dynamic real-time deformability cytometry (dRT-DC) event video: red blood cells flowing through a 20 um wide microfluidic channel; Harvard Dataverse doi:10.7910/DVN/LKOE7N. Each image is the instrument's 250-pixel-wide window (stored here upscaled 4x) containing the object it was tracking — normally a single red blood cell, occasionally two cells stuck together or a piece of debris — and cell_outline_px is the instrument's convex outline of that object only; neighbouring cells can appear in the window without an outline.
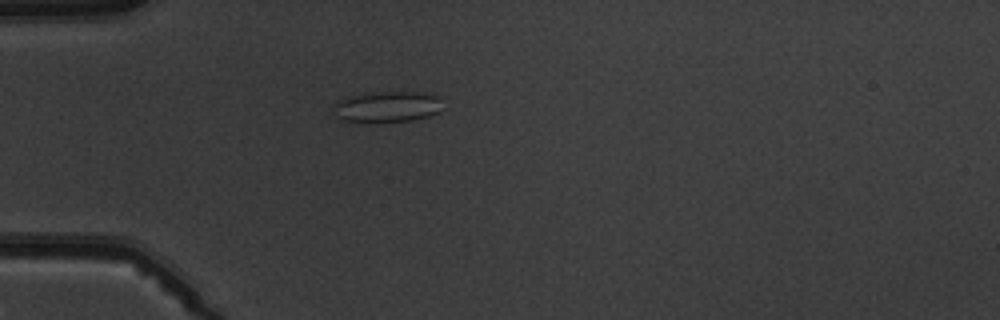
{"species": "common noctule bat (a hibernating species)", "species_latin": "Nyctalus noctula", "temperature_condition": "warm", "stored_images_in_passage": 4, "camera_frame_rate_fps": 3000, "um_per_image_px": 0.085, "animal": {"sex": "male", "body_mass_g": 19.5, "forearm_length_mm": 54.6}, "frame": {"image": 1, "passage_image": 4, "time_ms": 4.333, "image_size_px": [1000, 320], "cell_outline_px": [[440, 96], [436, 112], [428, 116], [412, 120], [344, 120], [336, 116], [332, 104], [336, 100], [344, 96], [364, 92], [428, 92]], "centroid_in_image_um": [32.83, 9.01], "position_along_channel_um": 52.2, "area_um2": 19.31}}